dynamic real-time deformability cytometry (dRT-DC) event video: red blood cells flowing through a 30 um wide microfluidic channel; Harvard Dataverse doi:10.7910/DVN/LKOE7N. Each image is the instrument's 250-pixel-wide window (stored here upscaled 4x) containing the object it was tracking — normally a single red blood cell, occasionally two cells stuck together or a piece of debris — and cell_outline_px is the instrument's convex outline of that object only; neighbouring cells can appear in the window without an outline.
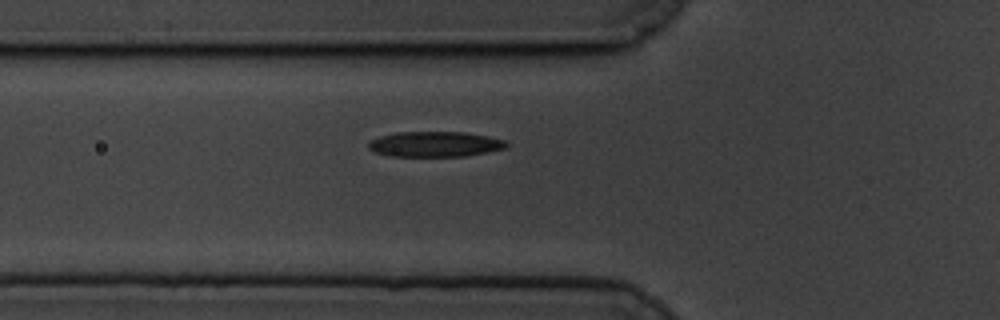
{"species": "common noctule bat (a hibernating species)", "species_latin": "Nyctalus noctula", "temperature_condition": "cold", "stored_images_in_passage": 44, "camera_frame_rate_fps": 3000, "um_per_image_px": 0.085, "animal": {"sex": "male", "body_mass_g": 19.5, "forearm_length_mm": 54.6}, "frame": {"image": 1, "passage_image": 7, "time_ms": 2.0, "image_size_px": [1000, 320], "cell_outline_px": [[508, 148], [488, 152], [464, 156], [388, 156], [376, 152], [368, 148], [368, 144], [372, 140], [380, 136], [396, 132], [464, 132], [488, 136], [508, 140]], "centroid_in_image_um": [37.03, 12.25], "position_along_channel_um": 88.8, "area_um2": 20.46}}
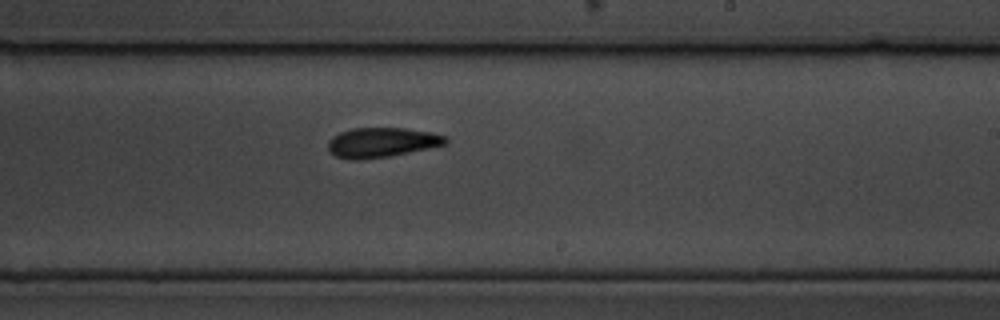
{"frame": {"image": 2, "passage_image": 22, "time_ms": 7.0, "image_size_px": [1000, 320], "cell_outline_px": [[448, 140], [444, 144], [428, 148], [388, 156], [360, 160], [352, 160], [336, 156], [328, 152], [328, 140], [332, 136], [340, 132], [352, 128], [404, 128], [432, 132], [444, 136]], "centroid_in_image_um": [32.38, 12.1], "position_along_channel_um": 256.6, "area_um2": 20.29}}
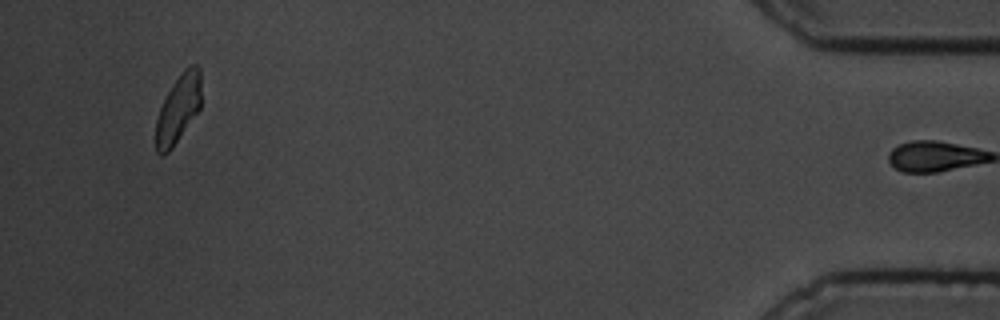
{"frame": {"image": 3, "passage_image": 43, "time_ms": 14.0, "image_size_px": [1000, 320], "cell_outline_px": [[200, 108], [172, 148], [164, 156], [160, 156], [156, 152], [156, 120], [160, 108], [172, 84], [184, 68], [188, 64], [196, 64], [200, 68]], "centroid_in_image_um": [15.14, 9.24], "position_along_channel_um": 420.1, "area_um2": 17.92}, "authors_computed_cell_mechanics": {"area_um2": 19.652, "velocity_mm_per_s": 3.357, "shape_relaxation_time_tau1_ms": 3.2927, "shape_relaxation_time_tau2_ms": 3.4136, "deformation_change_tau1": 0.1145, "deformation_change_tau2": 0.1062}}